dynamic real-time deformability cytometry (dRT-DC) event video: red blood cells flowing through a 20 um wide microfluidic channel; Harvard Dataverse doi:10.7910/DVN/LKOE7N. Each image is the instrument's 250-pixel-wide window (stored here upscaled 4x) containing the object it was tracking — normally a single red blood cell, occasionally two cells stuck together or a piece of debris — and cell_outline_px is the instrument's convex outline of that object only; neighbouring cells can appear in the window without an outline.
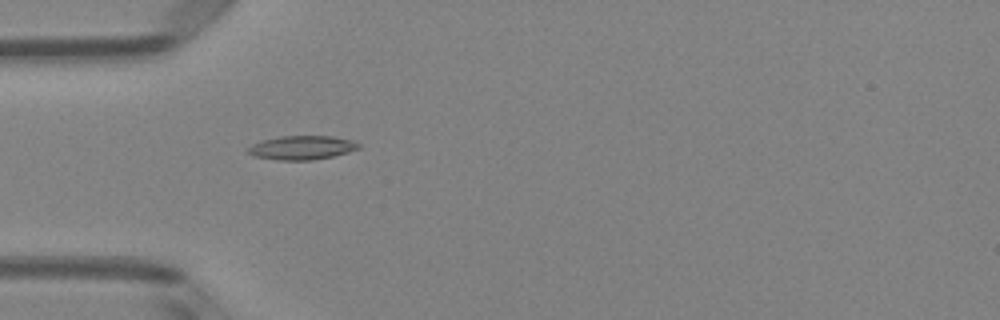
{"species": "Egyptian fruit bat (a non-hibernating species)", "species_latin": "Rousettus aegyptiacus", "temperature_condition": "room temperature", "stored_images_in_passage": 4, "camera_frame_rate_fps": 3000, "um_per_image_px": 0.085, "animal": {"sex": "female"}, "frame": {"image": 1, "passage_image": 4, "time_ms": 1.0, "image_size_px": [1000, 320], "cell_outline_px": [[360, 148], [348, 152], [332, 156], [312, 160], [280, 160], [256, 156], [248, 152], [248, 148], [252, 144], [264, 140], [280, 136], [332, 136], [352, 140], [360, 144]], "centroid_in_image_um": [25.7, 12.54], "position_along_channel_um": 59.3, "area_um2": 15.2}}